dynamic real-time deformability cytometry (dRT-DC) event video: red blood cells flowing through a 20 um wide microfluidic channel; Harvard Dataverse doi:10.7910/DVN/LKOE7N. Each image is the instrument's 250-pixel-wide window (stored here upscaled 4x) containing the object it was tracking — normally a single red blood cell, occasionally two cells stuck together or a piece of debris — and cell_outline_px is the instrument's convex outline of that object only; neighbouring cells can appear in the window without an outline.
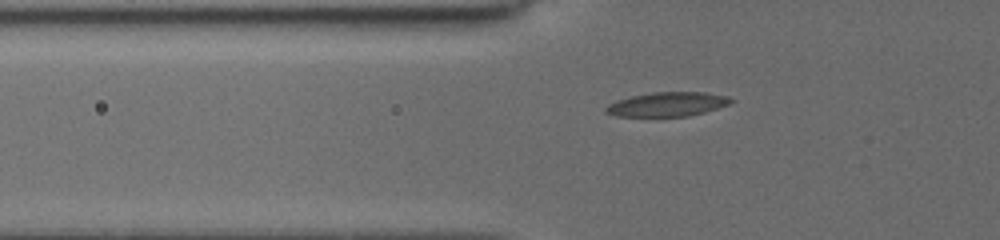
{"species": "common noctule bat (a hibernating species)", "species_latin": "Nyctalus noctula", "temperature_condition": "cold", "stored_images_in_passage": 32, "camera_frame_rate_fps": 3000, "um_per_image_px": 0.085, "animal": {"sex": "female", "body_mass_g": 19.5, "forearm_length_mm": 54.1}, "frame": {"image": 1, "passage_image": 5, "time_ms": 1.667, "image_size_px": [1000, 240], "cell_outline_px": [[736, 100], [728, 104], [704, 112], [688, 116], [616, 116], [604, 112], [604, 108], [608, 104], [616, 100], [632, 96], [652, 92], [704, 92], [728, 96]], "centroid_in_image_um": [56.71, 8.85], "position_along_channel_um": 69.1, "area_um2": 17.63}}
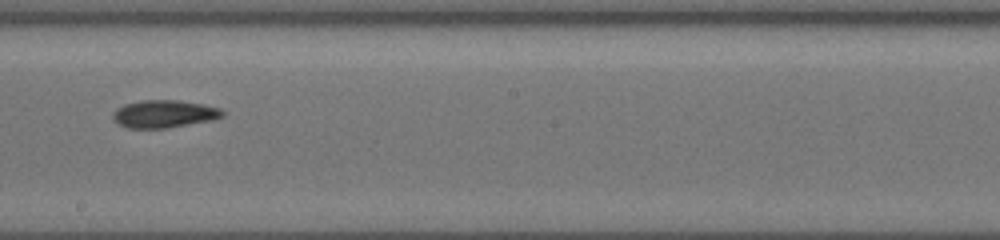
{"frame": {"image": 2, "passage_image": 16, "time_ms": 6.0, "image_size_px": [1000, 240], "cell_outline_px": [[224, 116], [212, 120], [168, 128], [124, 128], [116, 124], [112, 120], [112, 112], [116, 108], [124, 104], [140, 100], [180, 100], [204, 104], [220, 108], [224, 112]], "centroid_in_image_um": [13.9, 9.68], "position_along_channel_um": 234.3, "area_um2": 18.03}}
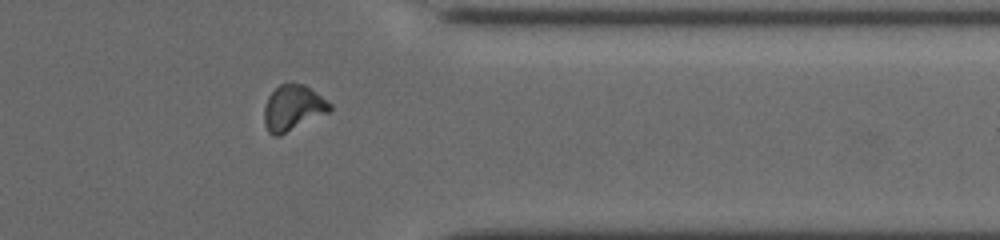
{"frame": {"image": 3, "passage_image": 26, "time_ms": 10.0, "image_size_px": [1000, 240], "cell_outline_px": [[332, 108], [328, 112], [280, 136], [272, 136], [268, 132], [264, 124], [264, 108], [268, 96], [280, 84], [304, 84], [332, 104]], "centroid_in_image_um": [24.87, 9.19], "position_along_channel_um": 386.5, "area_um2": 17.28}}